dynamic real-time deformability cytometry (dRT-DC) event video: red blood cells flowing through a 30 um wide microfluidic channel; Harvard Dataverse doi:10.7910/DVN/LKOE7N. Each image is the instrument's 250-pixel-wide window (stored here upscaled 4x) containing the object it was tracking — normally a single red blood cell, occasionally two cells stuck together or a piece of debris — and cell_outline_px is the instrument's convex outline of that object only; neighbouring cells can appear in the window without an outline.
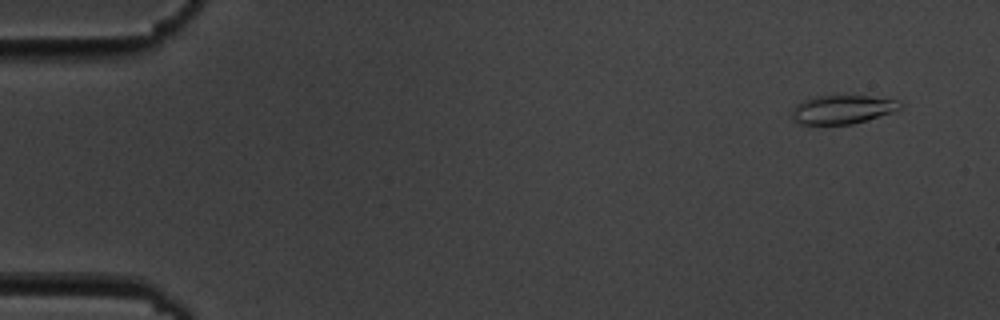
{"species": "common noctule bat (a hibernating species)", "species_latin": "Nyctalus noctula", "temperature_condition": "cold", "stored_images_in_passage": 5, "camera_frame_rate_fps": 3000, "um_per_image_px": 0.085, "animal": {"sex": "male", "body_mass_g": 19.5, "forearm_length_mm": 54.6}, "frame": {"image": 1, "passage_image": 2, "time_ms": 1.0, "image_size_px": [1000, 320], "cell_outline_px": [[904, 104], [900, 108], [892, 112], [852, 124], [800, 124], [792, 120], [792, 108], [796, 104], [812, 96], [868, 96], [896, 100]], "centroid_in_image_um": [71.56, 9.3], "position_along_channel_um": 13.4, "area_um2": 17.98}}